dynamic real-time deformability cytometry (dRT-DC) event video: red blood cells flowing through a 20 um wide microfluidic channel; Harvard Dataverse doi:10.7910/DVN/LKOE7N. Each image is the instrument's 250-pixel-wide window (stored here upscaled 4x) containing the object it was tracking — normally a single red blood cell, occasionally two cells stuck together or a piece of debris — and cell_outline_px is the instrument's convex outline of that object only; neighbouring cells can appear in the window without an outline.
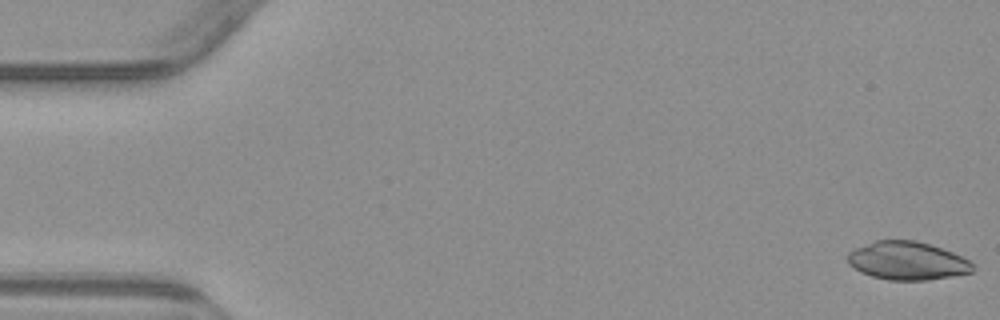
{"species": "common noctule bat (a hibernating species)", "species_latin": "Nyctalus noctula", "temperature_condition": "warm", "stored_images_in_passage": 55, "segment_of_instrument_passage": [1, 2], "camera_frame_rate_fps": 3000, "um_per_image_px": 0.085, "animal": {"sex": "male", "body_mass_g": 23.1, "forearm_length_mm": 52.7}, "frame": {"image": 1, "passage_image": 1, "time_ms": 0.0, "image_size_px": [1000, 320], "cell_outline_px": [[972, 272], [952, 276], [928, 280], [888, 280], [872, 276], [860, 272], [848, 264], [848, 252], [856, 248], [876, 240], [916, 240], [952, 252], [968, 260], [972, 264]], "centroid_in_image_um": [77.09, 22.17], "position_along_channel_um": 7.9, "area_um2": 27.63}}